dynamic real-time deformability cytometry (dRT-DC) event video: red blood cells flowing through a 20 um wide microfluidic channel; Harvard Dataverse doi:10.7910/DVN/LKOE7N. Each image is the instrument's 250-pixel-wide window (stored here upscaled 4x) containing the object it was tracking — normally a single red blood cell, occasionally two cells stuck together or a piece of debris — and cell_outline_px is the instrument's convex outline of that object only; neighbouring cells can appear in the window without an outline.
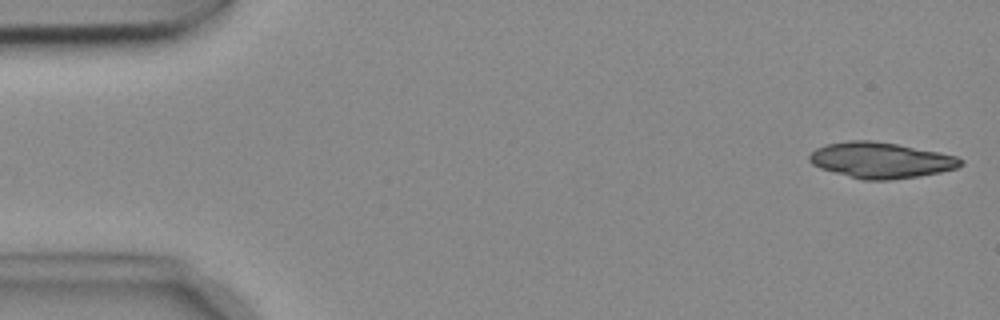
{"species": "common noctule bat (a hibernating species)", "species_latin": "Nyctalus noctula", "temperature_condition": "cold", "stored_images_in_passage": 12, "camera_frame_rate_fps": 3000, "um_per_image_px": 0.085, "animal": {"sex": "female", "body_mass_g": 18.4}, "frame": {"image": 1, "passage_image": 1, "time_ms": 0.0, "image_size_px": [1000, 320], "cell_outline_px": [[964, 164], [956, 168], [940, 172], [920, 176], [888, 180], [864, 180], [820, 168], [812, 164], [808, 160], [808, 156], [816, 148], [828, 144], [848, 140], [872, 140], [896, 144], [956, 156], [964, 160]], "centroid_in_image_um": [74.86, 13.62], "position_along_channel_um": 10.1, "area_um2": 31.33}}